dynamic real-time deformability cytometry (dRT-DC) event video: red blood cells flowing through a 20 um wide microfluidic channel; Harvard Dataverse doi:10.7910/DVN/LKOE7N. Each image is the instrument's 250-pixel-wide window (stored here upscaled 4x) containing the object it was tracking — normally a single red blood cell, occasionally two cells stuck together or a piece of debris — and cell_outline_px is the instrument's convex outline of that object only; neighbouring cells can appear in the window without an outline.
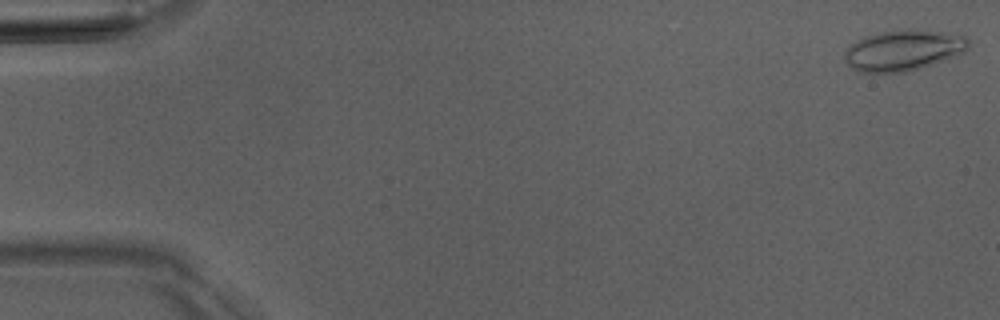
{"species": "Egyptian fruit bat (a non-hibernating species)", "species_latin": "Rousettus aegyptiacus", "temperature_condition": "room temperature", "stored_images_in_passage": 6, "camera_frame_rate_fps": 3000, "um_per_image_px": 0.085, "animal": {"sex": "male"}, "frame": {"image": 1, "passage_image": 1, "time_ms": 0.0, "image_size_px": [1000, 320], "cell_outline_px": [[968, 48], [964, 52], [932, 64], [908, 72], [860, 72], [852, 68], [844, 60], [844, 52], [856, 40], [864, 36], [880, 32], [908, 28], [940, 32], [968, 36]], "centroid_in_image_um": [76.76, 4.27], "position_along_channel_um": 8.2, "area_um2": 29.36}}